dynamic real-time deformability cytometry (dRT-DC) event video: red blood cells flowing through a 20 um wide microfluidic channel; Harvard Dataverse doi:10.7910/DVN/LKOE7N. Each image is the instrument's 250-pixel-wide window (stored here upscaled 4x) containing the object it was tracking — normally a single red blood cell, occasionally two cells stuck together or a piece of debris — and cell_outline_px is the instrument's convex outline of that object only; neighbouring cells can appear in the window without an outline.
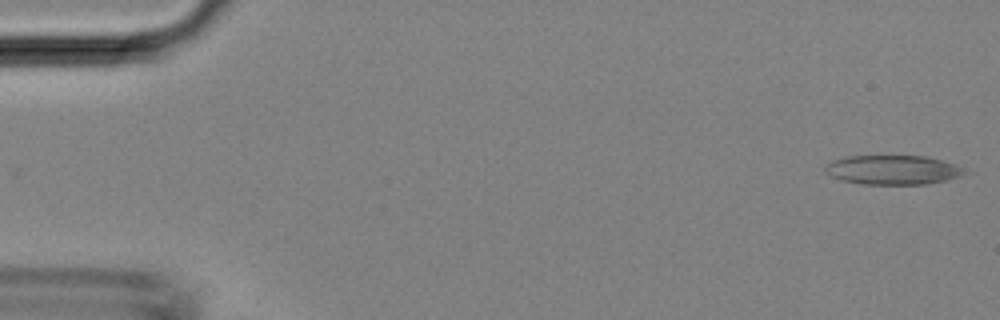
{"species": "Egyptian fruit bat (a non-hibernating species)", "species_latin": "Rousettus aegyptiacus", "temperature_condition": "room temperature", "stored_images_in_passage": 44, "camera_frame_rate_fps": 3000, "um_per_image_px": 0.085, "animal": {"sex": "female"}, "frame": {"image": 1, "passage_image": 1, "time_ms": 0.0, "image_size_px": [1000, 320], "cell_outline_px": [[972, 172], [948, 180], [928, 184], [860, 184], [840, 180], [832, 176], [824, 168], [832, 160], [844, 156], [928, 156], [956, 164]], "centroid_in_image_um": [75.96, 14.44], "position_along_channel_um": 9.0, "area_um2": 24.1}}
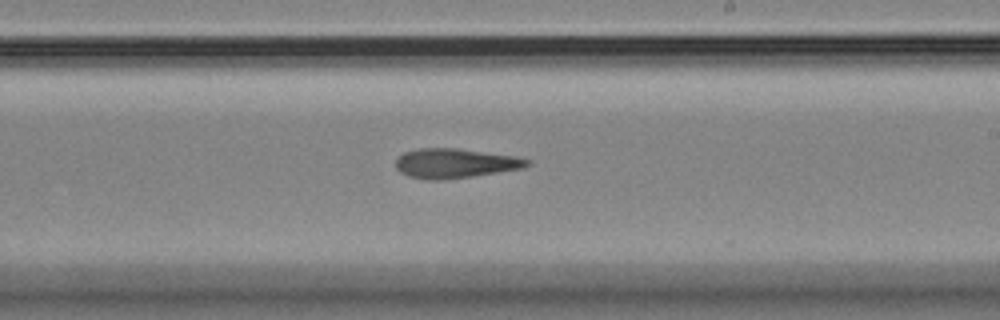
{"frame": {"image": 2, "passage_image": 26, "time_ms": 8.333, "image_size_px": [1000, 320], "cell_outline_px": [[532, 164], [524, 168], [472, 176], [444, 180], [428, 180], [408, 176], [400, 172], [396, 168], [396, 160], [404, 152], [420, 148], [456, 148], [516, 156], [532, 160]], "centroid_in_image_um": [38.71, 13.88], "position_along_channel_um": 250.3, "area_um2": 22.72}}
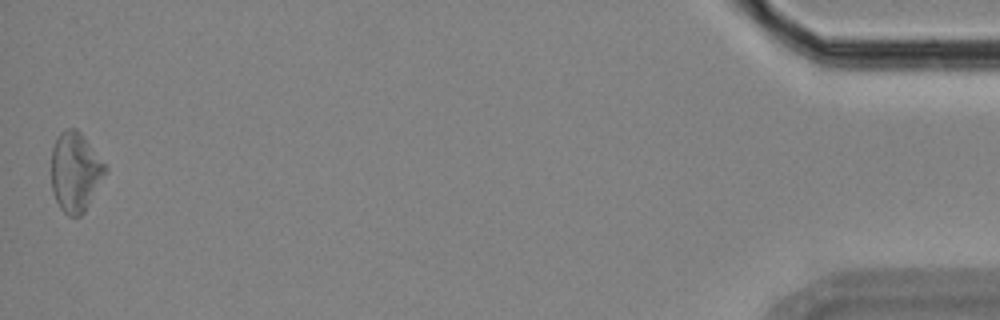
{"frame": {"image": 3, "passage_image": 44, "time_ms": 14.333, "image_size_px": [1000, 320], "cell_outline_px": [[108, 172], [84, 212], [80, 216], [68, 216], [60, 208], [52, 192], [52, 148], [60, 132], [64, 128], [76, 128], [84, 136], [108, 168]], "centroid_in_image_um": [6.42, 14.61], "position_along_channel_um": 428.8, "area_um2": 25.09}}